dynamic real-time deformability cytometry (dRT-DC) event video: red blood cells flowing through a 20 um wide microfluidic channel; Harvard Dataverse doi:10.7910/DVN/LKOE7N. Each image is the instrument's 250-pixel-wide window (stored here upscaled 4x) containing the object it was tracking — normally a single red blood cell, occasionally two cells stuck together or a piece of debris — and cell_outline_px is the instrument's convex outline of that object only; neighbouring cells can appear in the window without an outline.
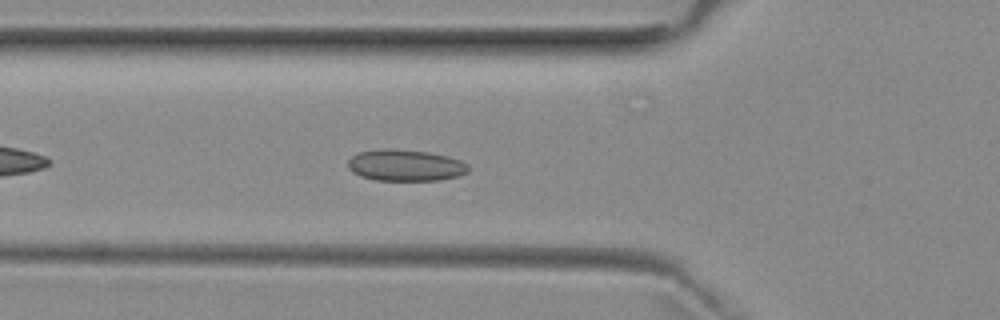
{"species": "common noctule bat (a hibernating species)", "species_latin": "Nyctalus noctula", "temperature_condition": "room temperature", "stored_images_in_passage": 19, "camera_frame_rate_fps": 3000, "um_per_image_px": 0.085, "animal": {"sex": "female", "body_mass_g": 29.2, "forearm_length_mm": 56.3}, "frame": {"image": 1, "passage_image": 7, "time_ms": 2.0, "image_size_px": [1000, 320], "cell_outline_px": [[468, 172], [460, 176], [440, 180], [376, 180], [360, 176], [352, 172], [348, 168], [348, 160], [356, 152], [380, 148], [388, 148], [428, 152], [448, 156], [460, 160], [468, 164]], "centroid_in_image_um": [34.44, 14.04], "position_along_channel_um": 91.4, "area_um2": 22.31}}
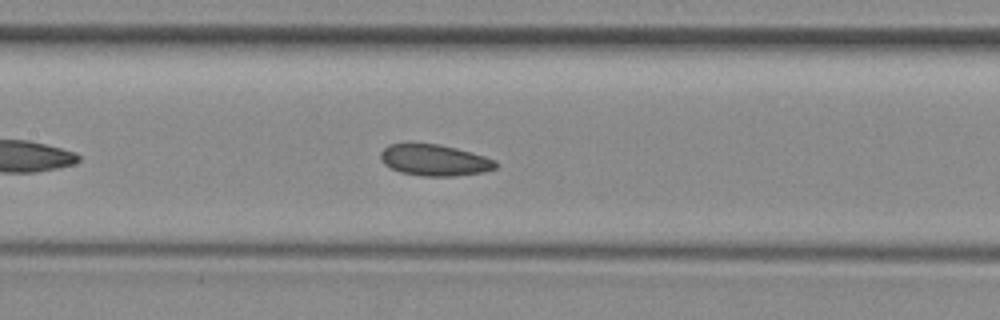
{"frame": {"image": 2, "passage_image": 13, "time_ms": 4.0, "image_size_px": [1000, 320], "cell_outline_px": [[496, 168], [484, 172], [452, 176], [424, 176], [400, 172], [384, 164], [380, 160], [380, 152], [388, 144], [408, 140], [440, 144], [456, 148], [484, 156], [496, 160]], "centroid_in_image_um": [36.85, 13.56], "position_along_channel_um": 170.5, "area_um2": 21.62}}
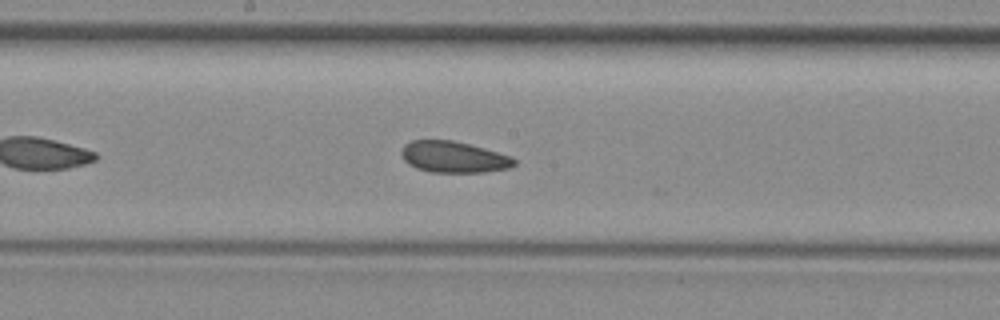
{"frame": {"image": 3, "passage_image": 16, "time_ms": 5.0, "image_size_px": [1000, 320], "cell_outline_px": [[516, 164], [512, 168], [484, 172], [432, 172], [416, 168], [408, 164], [404, 160], [400, 152], [404, 144], [412, 140], [452, 140], [484, 148], [512, 156], [516, 160]], "centroid_in_image_um": [38.57, 13.35], "position_along_channel_um": 209.6, "area_um2": 20.69}}